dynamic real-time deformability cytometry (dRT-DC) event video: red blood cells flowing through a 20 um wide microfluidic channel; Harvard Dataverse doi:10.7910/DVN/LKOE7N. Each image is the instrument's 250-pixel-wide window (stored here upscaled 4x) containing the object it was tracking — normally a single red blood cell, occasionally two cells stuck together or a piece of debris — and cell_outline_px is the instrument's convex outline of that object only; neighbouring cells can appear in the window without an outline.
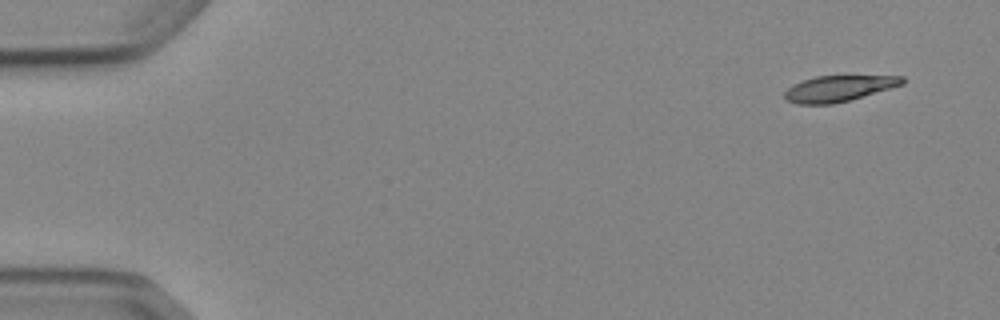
{"species": "Egyptian fruit bat (a non-hibernating species)", "species_latin": "Rousettus aegyptiacus", "temperature_condition": "cold", "stored_images_in_passage": 5, "camera_frame_rate_fps": 3000, "um_per_image_px": 0.085, "animal": {"sex": "female"}, "frame": {"image": 1, "passage_image": 1, "time_ms": 0.0, "image_size_px": [1000, 320], "cell_outline_px": [[904, 84], [848, 100], [832, 104], [796, 104], [784, 100], [784, 92], [788, 88], [804, 80], [816, 76], [904, 76]], "centroid_in_image_um": [71.25, 7.53], "position_along_channel_um": 13.7, "area_um2": 17.51}}
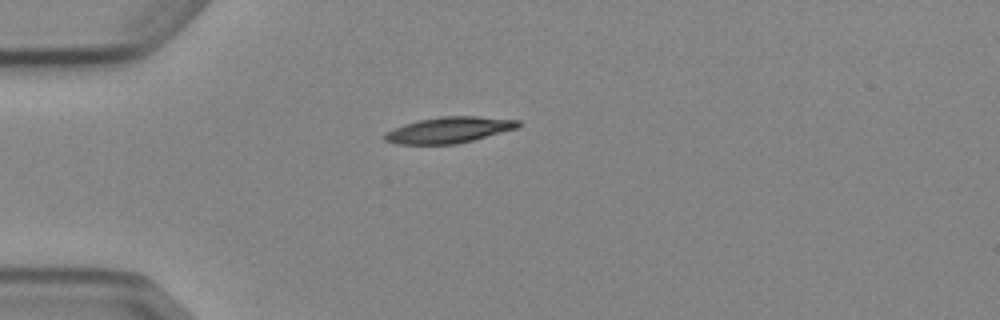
{"frame": {"image": 2, "passage_image": 4, "time_ms": 3.667, "image_size_px": [1000, 320], "cell_outline_px": [[524, 124], [516, 128], [472, 140], [456, 144], [396, 144], [384, 140], [380, 136], [384, 132], [392, 128], [404, 124], [420, 120], [440, 116], [476, 116], [520, 120]], "centroid_in_image_um": [38.11, 11.04], "position_along_channel_um": 46.9, "area_um2": 20.35}}